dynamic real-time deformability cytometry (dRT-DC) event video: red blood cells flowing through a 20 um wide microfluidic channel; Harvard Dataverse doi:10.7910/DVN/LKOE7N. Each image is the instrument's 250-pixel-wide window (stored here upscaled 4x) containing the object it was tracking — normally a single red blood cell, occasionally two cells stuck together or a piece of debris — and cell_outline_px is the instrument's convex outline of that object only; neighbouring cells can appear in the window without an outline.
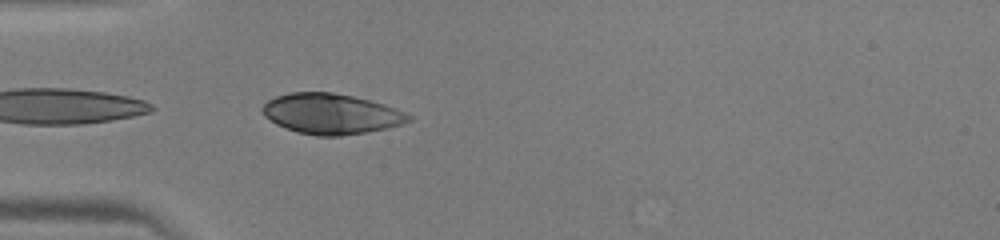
{"species": "human", "species_latin": "Homo sapiens", "temperature_condition": "warm", "stored_images_in_passage": 21, "camera_frame_rate_fps": 3000, "um_per_image_px": 0.085, "donor": {"sex": "male"}, "frame": {"image": 1, "passage_image": 1, "time_ms": 0.0, "image_size_px": [1000, 240], "cell_outline_px": [[412, 120], [400, 124], [384, 128], [364, 132], [340, 136], [316, 136], [296, 132], [276, 124], [264, 116], [260, 108], [268, 100], [276, 96], [292, 92], [332, 92], [352, 96], [384, 104], [396, 108], [412, 116]], "centroid_in_image_um": [28.1, 9.67], "position_along_channel_um": 56.9, "area_um2": 34.28}}
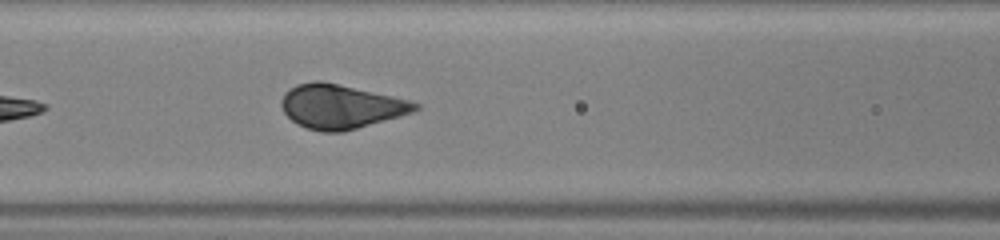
{"frame": {"image": 2, "passage_image": 7, "time_ms": 2.0, "image_size_px": [1000, 240], "cell_outline_px": [[420, 108], [412, 112], [400, 116], [344, 132], [320, 132], [296, 124], [284, 112], [280, 104], [280, 100], [284, 92], [288, 88], [296, 84], [312, 80], [320, 80], [392, 96], [408, 100], [420, 104]], "centroid_in_image_um": [28.91, 9.05], "position_along_channel_um": 137.7, "area_um2": 34.45}}
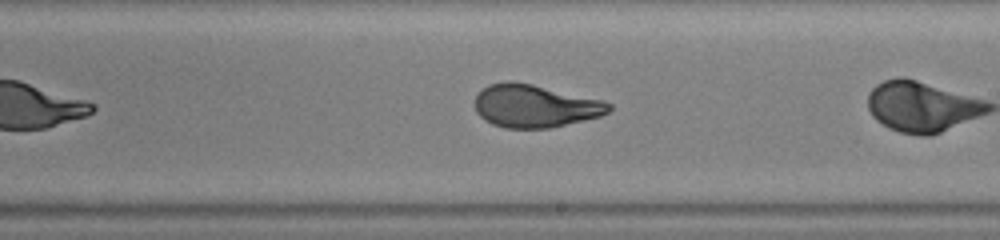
{"frame": {"image": 3, "passage_image": 12, "time_ms": 3.667, "image_size_px": [1000, 240], "cell_outline_px": [[612, 108], [608, 112], [600, 116], [548, 128], [504, 128], [492, 124], [484, 120], [476, 112], [476, 96], [488, 84], [508, 80], [512, 80], [532, 84], [604, 100], [612, 104]], "centroid_in_image_um": [45.47, 9.0], "position_along_channel_um": 243.5, "area_um2": 33.41}}